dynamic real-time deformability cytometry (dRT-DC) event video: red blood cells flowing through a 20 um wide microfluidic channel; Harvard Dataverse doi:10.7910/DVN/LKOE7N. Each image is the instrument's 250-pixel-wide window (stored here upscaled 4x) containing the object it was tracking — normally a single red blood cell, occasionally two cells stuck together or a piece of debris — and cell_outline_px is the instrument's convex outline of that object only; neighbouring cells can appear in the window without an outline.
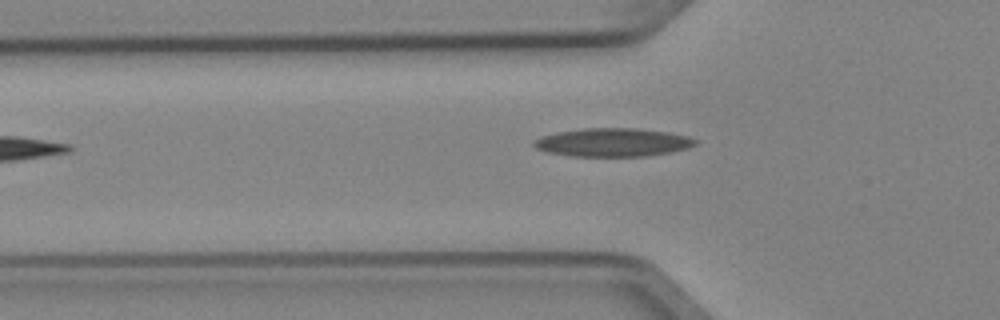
{"species": "Egyptian fruit bat (a non-hibernating species)", "species_latin": "Rousettus aegyptiacus", "temperature_condition": "cold", "stored_images_in_passage": 5, "camera_frame_rate_fps": 3000, "um_per_image_px": 0.085, "animal": {"sex": "female"}, "frame": {"image": 1, "passage_image": 5, "time_ms": 1.333, "image_size_px": [1000, 320], "cell_outline_px": [[700, 140], [696, 144], [688, 148], [672, 152], [644, 156], [572, 156], [544, 152], [536, 148], [532, 144], [532, 140], [540, 136], [556, 132], [584, 128], [636, 128], [668, 132], [688, 136]], "centroid_in_image_um": [52.07, 12.1], "position_along_channel_um": 73.7, "area_um2": 26.99}}